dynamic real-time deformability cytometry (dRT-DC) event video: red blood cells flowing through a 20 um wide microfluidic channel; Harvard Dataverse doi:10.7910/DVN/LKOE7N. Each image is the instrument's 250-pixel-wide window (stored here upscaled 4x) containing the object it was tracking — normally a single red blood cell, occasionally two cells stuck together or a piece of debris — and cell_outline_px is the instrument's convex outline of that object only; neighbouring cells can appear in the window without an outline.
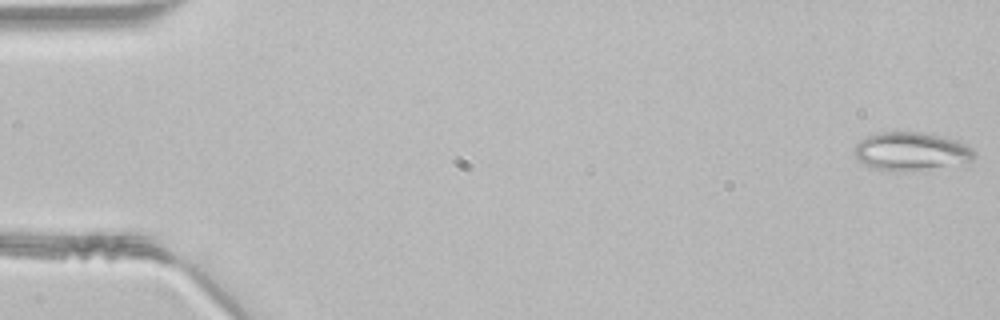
{"species": "common noctule bat (a hibernating species)", "species_latin": "Nyctalus noctula", "temperature_condition": "room temperature", "stored_images_in_passage": 47, "segment_of_instrument_passage": [1, 2], "camera_frame_rate_fps": 3000, "um_per_image_px": 0.085, "animal": {"sex": "male", "body_mass_g": 21.5, "forearm_length_mm": 52.0}, "frame": {"image": 1, "passage_image": 1, "time_ms": 0.0, "image_size_px": [1000, 320], "cell_outline_px": [[976, 156], [968, 168], [904, 172], [900, 172], [872, 168], [856, 160], [852, 152], [856, 144], [860, 140], [876, 132], [920, 132], [944, 136], [968, 144], [976, 152]], "centroid_in_image_um": [77.6, 12.93], "position_along_channel_um": 7.4, "area_um2": 28.67}}
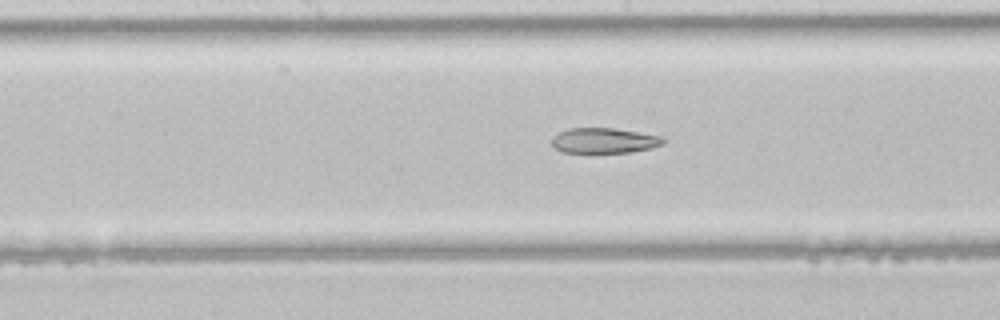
{"frame": {"image": 2, "passage_image": 24, "time_ms": 7.667, "image_size_px": [1000, 320], "cell_outline_px": [[664, 144], [652, 148], [632, 152], [564, 152], [556, 148], [552, 144], [552, 136], [568, 128], [616, 128], [660, 136], [664, 140]], "centroid_in_image_um": [51.36, 11.94], "position_along_channel_um": 196.8, "area_um2": 16.3}}
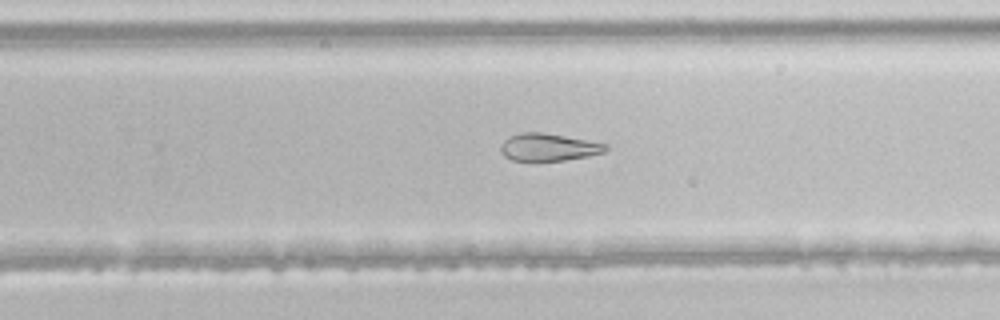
{"frame": {"image": 3, "passage_image": 30, "time_ms": 9.667, "image_size_px": [1000, 320], "cell_outline_px": [[608, 148], [604, 152], [588, 156], [564, 160], [512, 160], [504, 156], [500, 152], [500, 144], [508, 136], [520, 132], [540, 132], [564, 136], [608, 144]], "centroid_in_image_um": [46.58, 12.5], "position_along_channel_um": 283.2, "area_um2": 16.7}}